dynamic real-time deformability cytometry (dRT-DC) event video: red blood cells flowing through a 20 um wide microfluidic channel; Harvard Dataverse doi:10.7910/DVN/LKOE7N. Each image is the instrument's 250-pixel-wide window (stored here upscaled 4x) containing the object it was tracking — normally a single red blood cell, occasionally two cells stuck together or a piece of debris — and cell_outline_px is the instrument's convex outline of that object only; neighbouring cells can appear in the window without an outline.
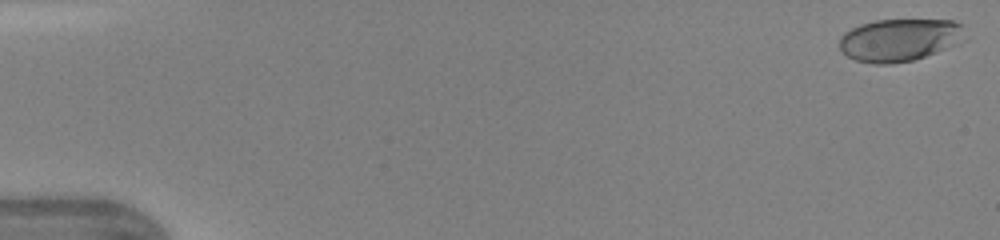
{"species": "human", "species_latin": "Homo sapiens", "temperature_condition": "warm", "stored_images_in_passage": 46, "camera_frame_rate_fps": 3000, "um_per_image_px": 0.085, "donor": {"sex": "female"}, "frame": {"image": 1, "passage_image": 1, "time_ms": 0.0, "image_size_px": [1000, 240], "cell_outline_px": [[964, 24], [944, 48], [936, 52], [912, 60], [888, 64], [872, 64], [856, 60], [848, 56], [840, 48], [840, 36], [844, 32], [860, 24], [876, 20], [952, 20]], "centroid_in_image_um": [76.26, 3.39], "position_along_channel_um": 8.7, "area_um2": 29.82}}
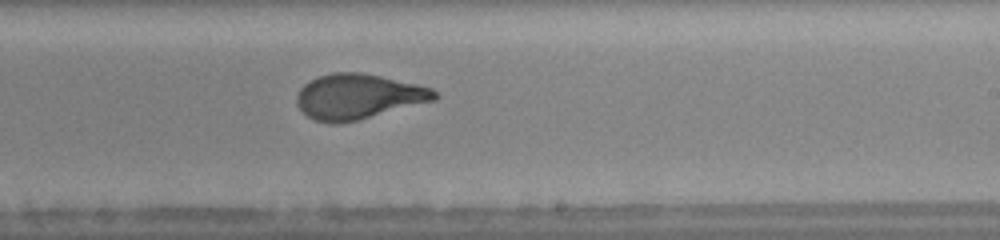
{"frame": {"image": 2, "passage_image": 29, "time_ms": 9.333, "image_size_px": [1000, 240], "cell_outline_px": [[440, 96], [436, 100], [356, 120], [336, 124], [332, 124], [316, 120], [308, 116], [296, 104], [296, 96], [300, 88], [304, 84], [316, 76], [332, 72], [360, 72], [420, 84], [432, 88]], "centroid_in_image_um": [30.45, 8.19], "position_along_channel_um": 258.5, "area_um2": 36.3}}
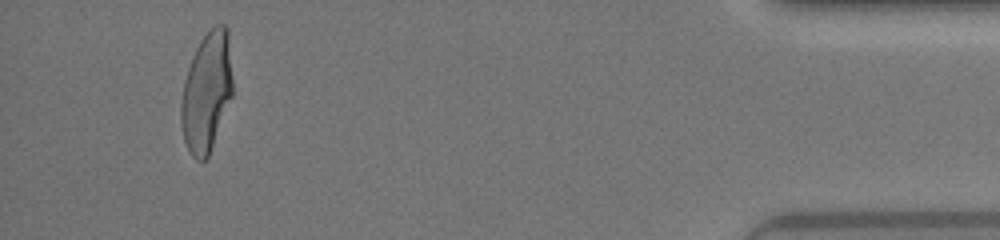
{"frame": {"image": 3, "passage_image": 44, "time_ms": 14.333, "image_size_px": [1000, 240], "cell_outline_px": [[232, 96], [208, 156], [204, 160], [196, 160], [192, 156], [184, 140], [180, 120], [180, 104], [184, 80], [192, 56], [200, 40], [216, 24], [224, 24], [228, 28], [232, 80]], "centroid_in_image_um": [17.55, 7.8], "position_along_channel_um": 417.6, "area_um2": 35.78}, "authors_computed_cell_mechanics": {"area_um2": 35.7782, "velocity_mm_per_s": 4.3896, "shape_relaxation_time_tau1_ms": 4.1691, "shape_relaxation_time_tau2_ms": 0.587, "deformation_change_tau1": 0.2027, "deformation_change_tau2": 0.0689}}